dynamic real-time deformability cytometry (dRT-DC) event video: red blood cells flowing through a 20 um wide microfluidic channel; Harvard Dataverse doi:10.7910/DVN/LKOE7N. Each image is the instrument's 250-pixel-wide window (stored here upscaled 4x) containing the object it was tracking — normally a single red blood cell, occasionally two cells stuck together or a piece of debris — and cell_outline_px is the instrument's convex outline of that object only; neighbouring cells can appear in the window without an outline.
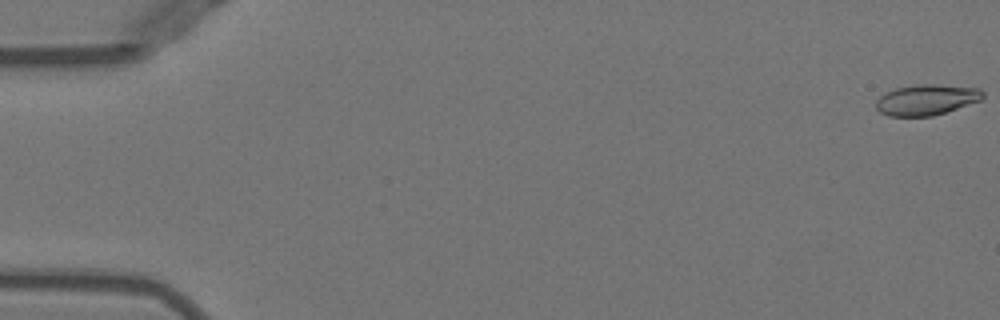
{"species": "Egyptian fruit bat (a non-hibernating species)", "species_latin": "Rousettus aegyptiacus", "temperature_condition": "warm", "stored_images_in_passage": 42, "camera_frame_rate_fps": 3000, "um_per_image_px": 0.085, "animal": {"sex": "female"}, "frame": {"image": 1, "passage_image": 1, "time_ms": 0.0, "image_size_px": [1000, 320], "cell_outline_px": [[984, 96], [980, 100], [932, 116], [888, 116], [880, 112], [876, 108], [876, 100], [884, 92], [896, 88], [920, 84], [932, 84], [980, 88], [984, 92]], "centroid_in_image_um": [78.72, 8.47], "position_along_channel_um": 6.3, "area_um2": 18.96}}
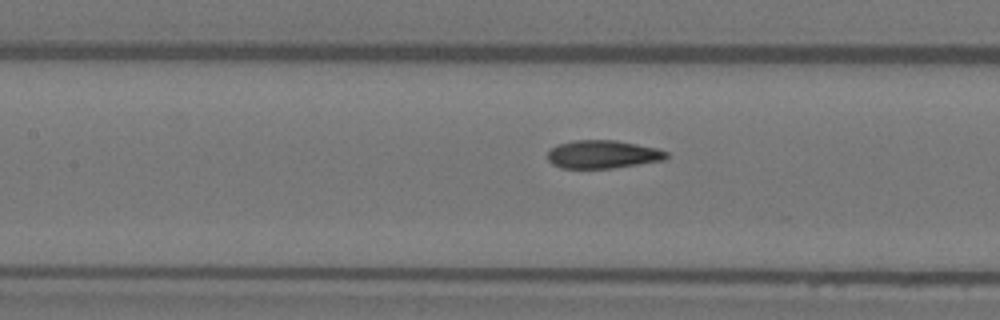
{"frame": {"image": 2, "passage_image": 24, "time_ms": 7.667, "image_size_px": [1000, 320], "cell_outline_px": [[668, 156], [664, 160], [612, 168], [560, 168], [552, 164], [548, 160], [548, 152], [556, 144], [572, 140], [616, 140], [656, 148], [668, 152]], "centroid_in_image_um": [51.2, 13.11], "position_along_channel_um": 156.2, "area_um2": 19.48}}
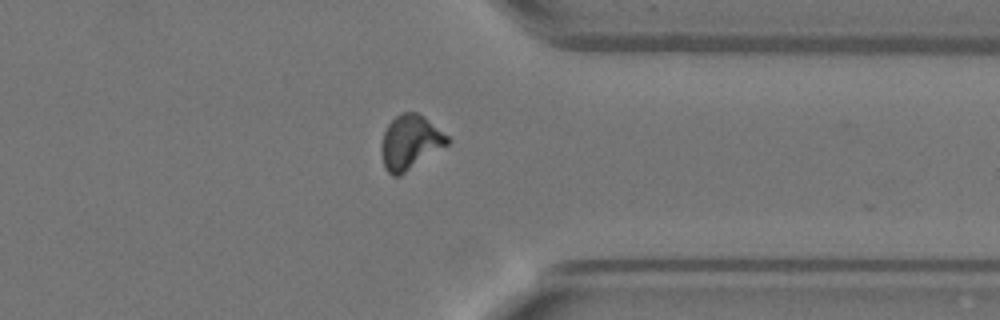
{"frame": {"image": 3, "passage_image": 41, "time_ms": 13.333, "image_size_px": [1000, 320], "cell_outline_px": [[452, 140], [448, 144], [400, 176], [392, 176], [384, 168], [380, 152], [380, 148], [384, 132], [388, 124], [400, 112], [416, 112], [424, 116], [448, 136]], "centroid_in_image_um": [34.84, 12.1], "position_along_channel_um": 376.6, "area_um2": 20.98}}